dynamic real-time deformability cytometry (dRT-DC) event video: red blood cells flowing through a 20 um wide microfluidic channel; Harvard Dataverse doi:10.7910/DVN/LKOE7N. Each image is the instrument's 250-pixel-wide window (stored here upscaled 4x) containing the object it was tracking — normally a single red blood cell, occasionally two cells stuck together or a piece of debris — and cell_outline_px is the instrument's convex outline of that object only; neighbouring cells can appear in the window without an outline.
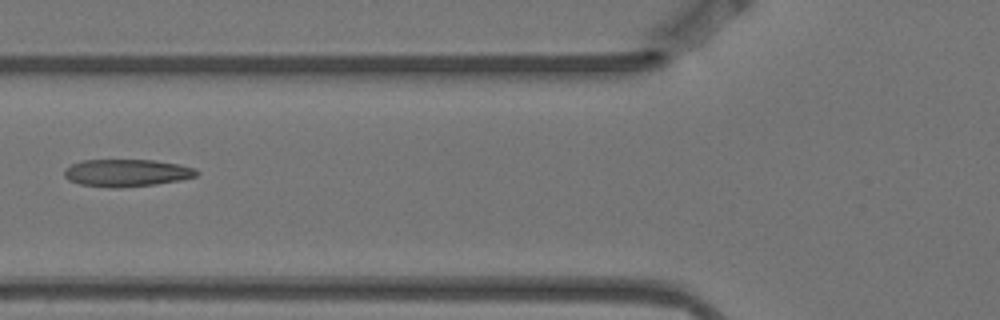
{"species": "Egyptian fruit bat (a non-hibernating species)", "species_latin": "Rousettus aegyptiacus", "temperature_condition": "warm", "stored_images_in_passage": 7, "camera_frame_rate_fps": 3000, "um_per_image_px": 0.085, "animal": {"sex": "female"}, "frame": {"image": 1, "passage_image": 4, "time_ms": 1.0, "image_size_px": [1000, 320], "cell_outline_px": [[200, 172], [196, 176], [180, 180], [156, 184], [120, 188], [108, 188], [80, 184], [68, 180], [64, 176], [64, 168], [72, 164], [84, 160], [152, 160], [180, 164], [196, 168]], "centroid_in_image_um": [10.77, 14.7], "position_along_channel_um": 115.0, "area_um2": 21.27}}
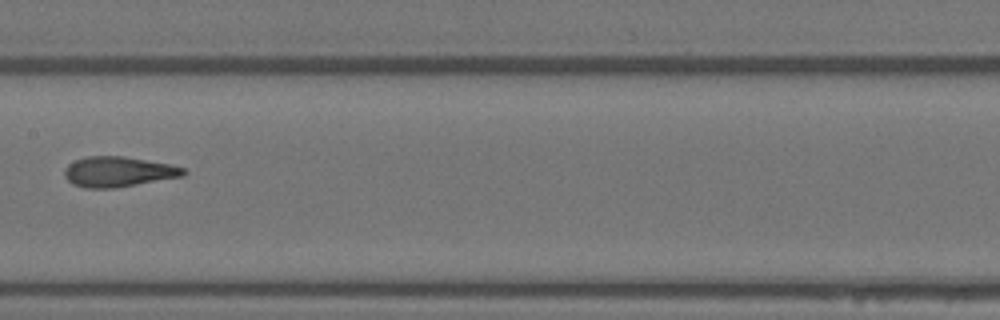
{"frame": {"image": 2, "passage_image": 6, "time_ms": 1.667, "image_size_px": [1000, 320], "cell_outline_px": [[188, 172], [184, 176], [112, 188], [84, 188], [72, 184], [64, 176], [64, 168], [68, 164], [76, 160], [88, 156], [124, 156], [168, 164], [184, 168]], "centroid_in_image_um": [10.03, 14.6], "position_along_channel_um": 197.4, "area_um2": 20.87}}
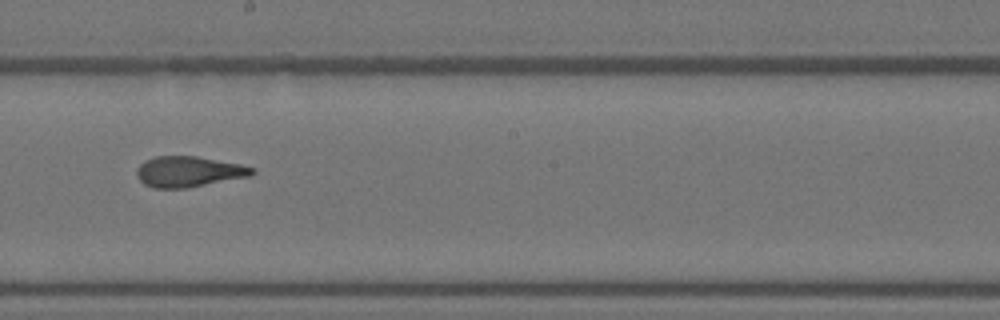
{"frame": {"image": 3, "passage_image": 7, "time_ms": 2.0, "image_size_px": [1000, 320], "cell_outline_px": [[256, 172], [252, 176], [188, 188], [152, 188], [144, 184], [136, 176], [136, 172], [140, 164], [144, 160], [156, 156], [196, 156], [240, 164], [256, 168]], "centroid_in_image_um": [16.06, 14.59], "position_along_channel_um": 232.1, "area_um2": 20.87}}